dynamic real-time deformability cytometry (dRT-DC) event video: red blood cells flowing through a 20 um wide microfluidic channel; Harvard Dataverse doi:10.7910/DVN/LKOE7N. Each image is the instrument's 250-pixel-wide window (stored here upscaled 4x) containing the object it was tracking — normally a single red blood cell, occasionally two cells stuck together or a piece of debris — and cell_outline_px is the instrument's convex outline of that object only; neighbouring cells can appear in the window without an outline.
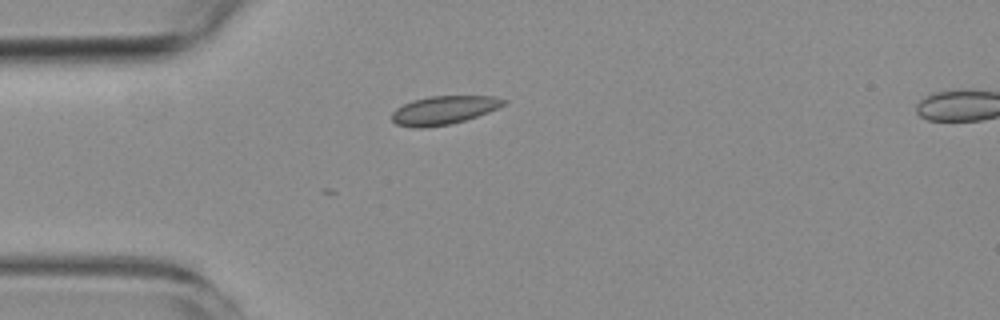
{"species": "common noctule bat (a hibernating species)", "species_latin": "Nyctalus noctula", "temperature_condition": "room temperature", "stored_images_in_passage": 2, "camera_frame_rate_fps": 3000, "um_per_image_px": 0.085, "animal": {"sex": "female", "body_mass_g": 19.3, "forearm_length_mm": 54.1}, "frame": {"image": 1, "passage_image": 1, "time_ms": 0.0, "image_size_px": [1000, 320], "cell_outline_px": [[508, 104], [488, 112], [464, 120], [448, 124], [424, 128], [412, 128], [396, 124], [392, 120], [392, 112], [396, 108], [412, 100], [428, 96], [492, 96], [508, 100]], "centroid_in_image_um": [37.72, 9.36], "position_along_channel_um": 47.3, "area_um2": 18.61}}